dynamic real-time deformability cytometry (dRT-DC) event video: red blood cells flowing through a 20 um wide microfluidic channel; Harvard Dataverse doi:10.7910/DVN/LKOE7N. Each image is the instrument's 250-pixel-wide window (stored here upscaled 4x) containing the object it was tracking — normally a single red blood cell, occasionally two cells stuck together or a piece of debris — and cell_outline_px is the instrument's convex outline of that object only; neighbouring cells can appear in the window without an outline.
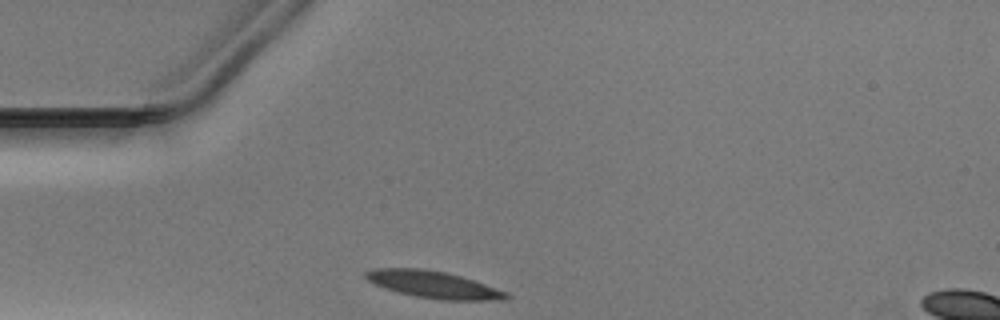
{"species": "Egyptian fruit bat (a non-hibernating species)", "species_latin": "Rousettus aegyptiacus", "temperature_condition": "warm", "stored_images_in_passage": 27, "camera_frame_rate_fps": 3000, "um_per_image_px": 0.085, "animal": {"sex": "male"}, "frame": {"image": 1, "passage_image": 1, "time_ms": 0.0, "image_size_px": [1000, 320], "cell_outline_px": [[512, 296], [504, 300], [440, 300], [416, 296], [396, 292], [384, 288], [368, 280], [364, 276], [364, 272], [376, 268], [420, 268], [444, 272], [460, 276], [508, 292]], "centroid_in_image_um": [36.84, 24.2], "position_along_channel_um": 48.2, "area_um2": 22.02}}
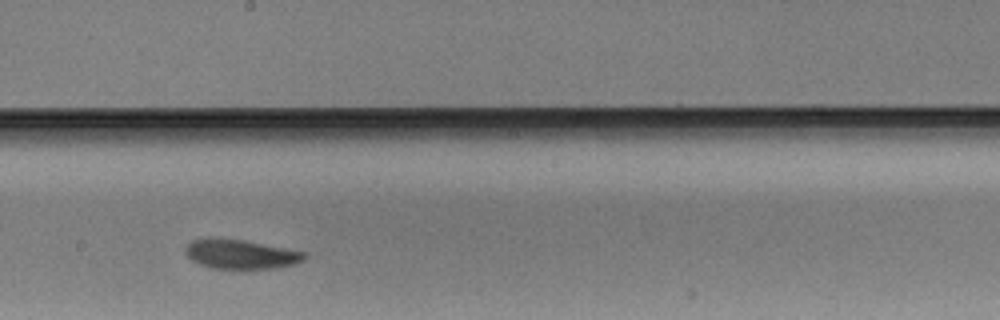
{"frame": {"image": 2, "passage_image": 16, "time_ms": 5.0, "image_size_px": [1000, 320], "cell_outline_px": [[308, 256], [304, 260], [296, 264], [276, 268], [244, 272], [212, 268], [200, 264], [192, 260], [184, 252], [184, 248], [192, 240], [244, 240], [304, 252]], "centroid_in_image_um": [20.52, 21.69], "position_along_channel_um": 227.7, "area_um2": 20.63}}
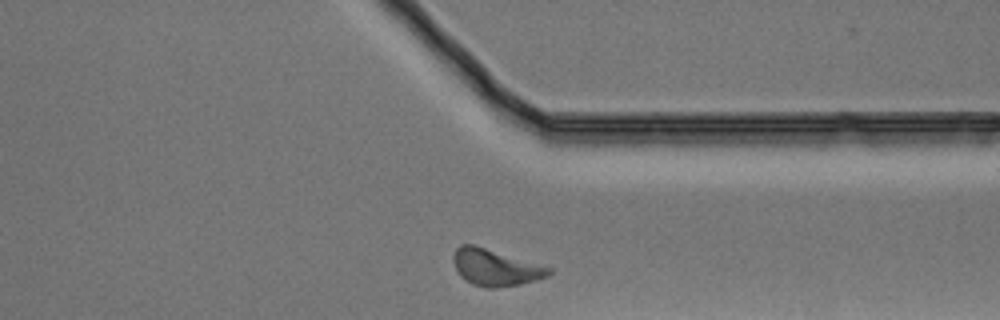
{"frame": {"image": 3, "passage_image": 27, "time_ms": 8.667, "image_size_px": [1000, 320], "cell_outline_px": [[552, 272], [548, 276], [520, 284], [500, 288], [488, 288], [472, 284], [460, 276], [452, 260], [452, 256], [456, 248], [460, 244], [472, 244], [552, 268]], "centroid_in_image_um": [42.07, 22.74], "position_along_channel_um": 369.3, "area_um2": 20.17}}